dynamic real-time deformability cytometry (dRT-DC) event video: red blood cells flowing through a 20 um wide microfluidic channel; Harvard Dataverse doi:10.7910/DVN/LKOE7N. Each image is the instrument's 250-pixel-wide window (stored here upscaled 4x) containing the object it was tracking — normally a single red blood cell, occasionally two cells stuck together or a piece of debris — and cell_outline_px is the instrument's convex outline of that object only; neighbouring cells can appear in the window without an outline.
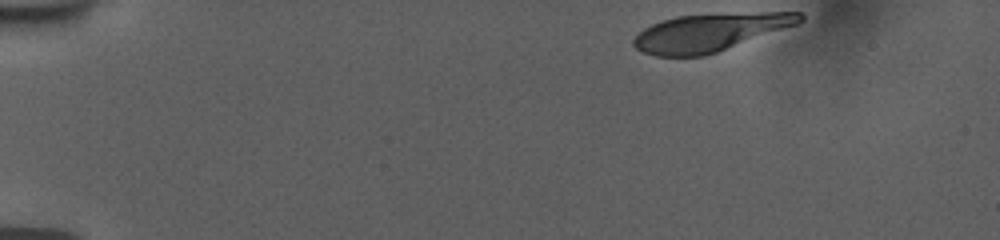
{"species": "human", "species_latin": "Homo sapiens", "temperature_condition": "room temperature", "stored_images_in_passage": 43, "camera_frame_rate_fps": 3000, "um_per_image_px": 0.085, "donor": {"sex": "female"}, "frame": {"image": 1, "passage_image": 1, "time_ms": 0.0, "image_size_px": [1000, 240], "cell_outline_px": [[804, 20], [796, 24], [716, 52], [704, 56], [656, 56], [644, 52], [636, 48], [632, 44], [632, 40], [644, 28], [652, 24], [676, 16], [760, 12], [800, 12], [804, 16]], "centroid_in_image_um": [60.32, 2.74], "position_along_channel_um": 24.7, "area_um2": 35.95}}
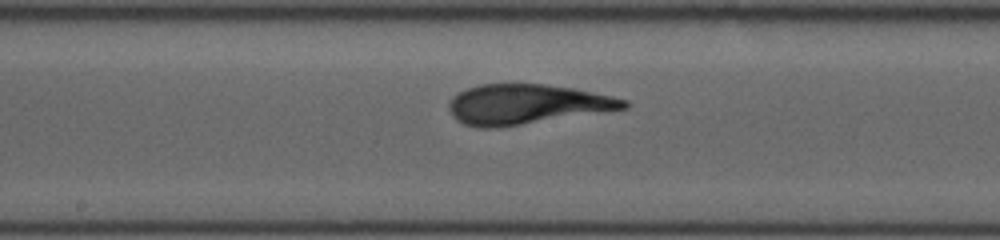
{"frame": {"image": 2, "passage_image": 24, "time_ms": 7.667, "image_size_px": [1000, 240], "cell_outline_px": [[628, 108], [520, 124], [492, 128], [480, 128], [464, 124], [456, 120], [452, 116], [448, 108], [448, 104], [452, 96], [468, 88], [480, 84], [544, 84], [572, 88], [612, 96], [628, 100]], "centroid_in_image_um": [44.71, 8.86], "position_along_channel_um": 203.5, "area_um2": 40.23}}
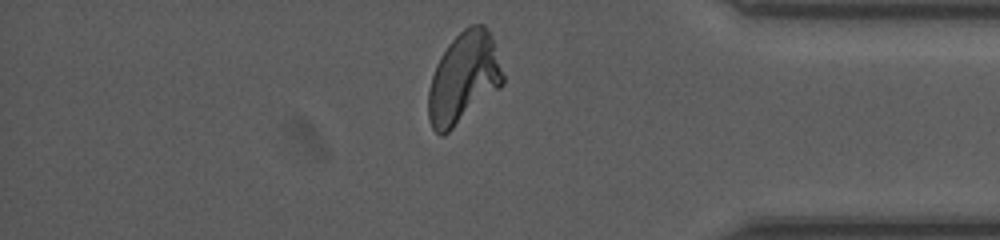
{"frame": {"image": 3, "passage_image": 41, "time_ms": 13.333, "image_size_px": [1000, 240], "cell_outline_px": [[504, 84], [500, 88], [444, 136], [440, 136], [432, 128], [428, 120], [428, 88], [436, 64], [440, 56], [448, 44], [464, 28], [472, 24], [484, 24], [492, 36], [504, 76]], "centroid_in_image_um": [39.4, 6.64], "position_along_channel_um": 395.8, "area_um2": 39.59}}